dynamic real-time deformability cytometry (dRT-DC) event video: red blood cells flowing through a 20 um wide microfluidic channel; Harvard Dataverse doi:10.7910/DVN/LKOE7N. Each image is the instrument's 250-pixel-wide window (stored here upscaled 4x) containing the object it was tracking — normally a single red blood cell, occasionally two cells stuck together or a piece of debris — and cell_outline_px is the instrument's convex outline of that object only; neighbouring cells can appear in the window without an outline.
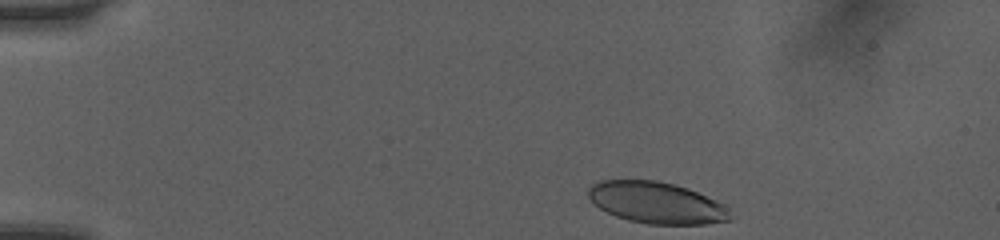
{"species": "human", "species_latin": "Homo sapiens", "temperature_condition": "room temperature", "stored_images_in_passage": 37, "camera_frame_rate_fps": 3000, "um_per_image_px": 0.085, "donor": {"sex": "female"}, "frame": {"image": 1, "passage_image": 1, "time_ms": 0.0, "image_size_px": [1000, 240], "cell_outline_px": [[736, 216], [732, 220], [704, 224], [648, 224], [628, 220], [616, 216], [600, 208], [588, 196], [588, 188], [596, 180], [656, 180], [688, 188], [728, 204]], "centroid_in_image_um": [55.91, 17.23], "position_along_channel_um": 29.1, "area_um2": 34.85}}
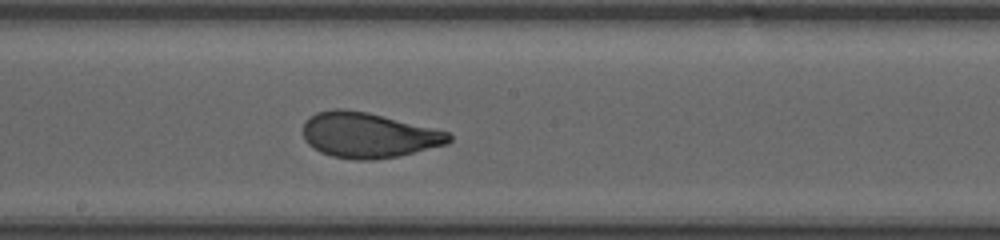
{"frame": {"image": 2, "passage_image": 21, "time_ms": 6.667, "image_size_px": [1000, 240], "cell_outline_px": [[452, 140], [448, 144], [400, 156], [372, 160], [356, 160], [332, 156], [320, 152], [312, 148], [304, 140], [304, 120], [308, 116], [316, 112], [332, 108], [344, 108], [368, 112], [448, 132], [452, 136]], "centroid_in_image_um": [31.28, 11.49], "position_along_channel_um": 216.9, "area_um2": 38.78}}
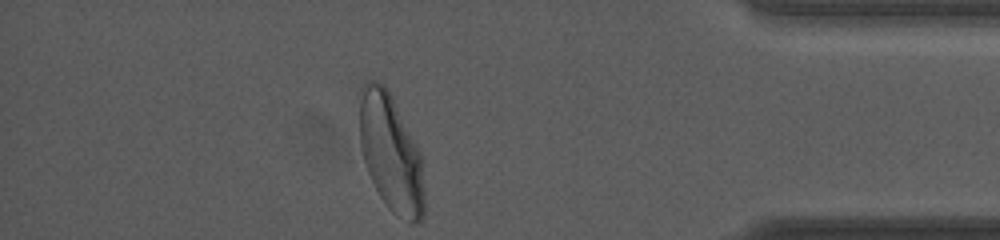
{"frame": {"image": 3, "passage_image": 37, "time_ms": 12.0, "image_size_px": [1000, 240], "cell_outline_px": [[424, 216], [416, 224], [408, 224], [392, 212], [388, 208], [380, 196], [368, 172], [360, 148], [360, 88], [368, 80], [376, 80], [384, 84], [416, 144], [420, 152], [424, 192]], "centroid_in_image_um": [33.22, 13.06], "position_along_channel_um": 402.0, "area_um2": 43.99}, "authors_computed_cell_mechanics": {"area_um2": 38.2058, "velocity_mm_per_s": 4.0464, "shape_relaxation_time_tau1_ms": 3.9936, "shape_relaxation_time_tau2_ms": null, "deformation_change_tau1": 0.1797, "deformation_change_tau2": null}}